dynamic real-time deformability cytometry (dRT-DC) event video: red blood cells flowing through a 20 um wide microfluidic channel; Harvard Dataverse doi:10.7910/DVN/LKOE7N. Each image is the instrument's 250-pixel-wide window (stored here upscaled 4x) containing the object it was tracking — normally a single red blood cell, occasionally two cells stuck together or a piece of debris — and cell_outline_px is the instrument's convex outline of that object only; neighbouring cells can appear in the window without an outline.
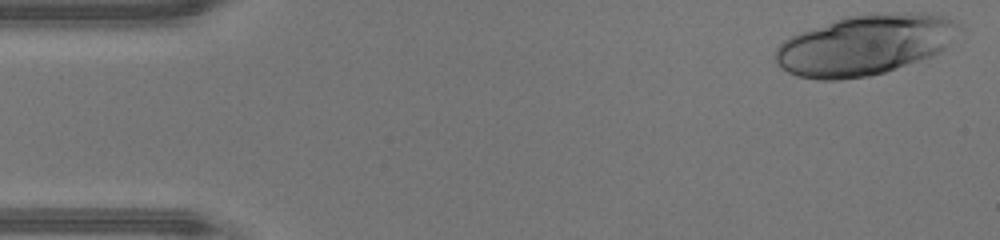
{"species": "human", "species_latin": "Homo sapiens", "temperature_condition": "warm", "stored_images_in_passage": 46, "camera_frame_rate_fps": 3000, "um_per_image_px": 0.085, "donor": {"sex": "male"}, "frame": {"image": 1, "passage_image": 1, "time_ms": 0.0, "image_size_px": [1000, 240], "cell_outline_px": [[964, 28], [940, 52], [932, 56], [884, 72], [868, 76], [840, 80], [820, 80], [796, 76], [788, 72], [776, 64], [776, 48], [784, 40], [800, 32], [844, 16], [880, 12], [932, 12], [944, 16], [952, 20]], "centroid_in_image_um": [73.55, 3.79], "position_along_channel_um": 11.4, "area_um2": 65.03}}
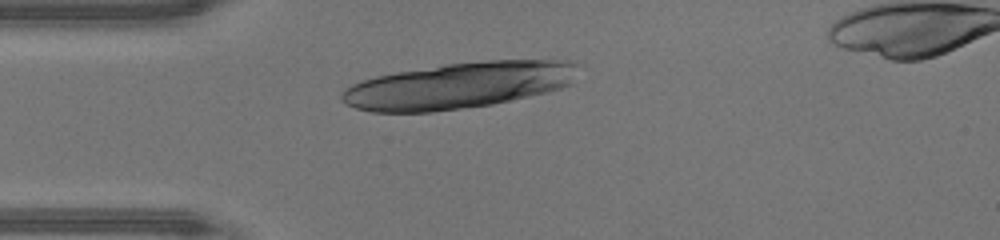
{"frame": {"image": 2, "passage_image": 11, "time_ms": 3.333, "image_size_px": [1000, 240], "cell_outline_px": [[576, 64], [572, 84], [548, 92], [492, 104], [432, 112], [372, 112], [356, 108], [344, 104], [340, 100], [340, 92], [344, 88], [352, 84], [376, 76], [396, 72], [448, 64], [488, 60], [568, 60]], "centroid_in_image_um": [38.94, 7.27], "position_along_channel_um": 46.1, "area_um2": 63.41}}
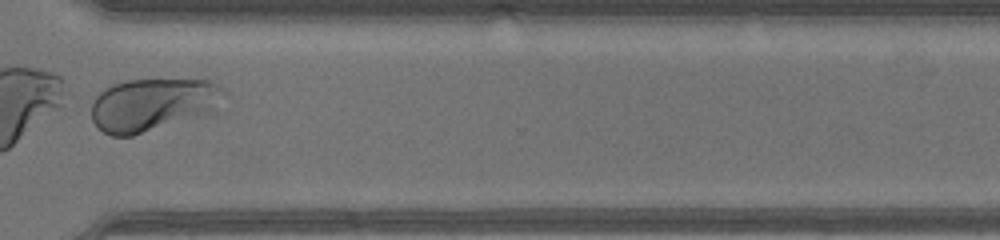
{"frame": {"image": 3, "passage_image": 34, "time_ms": 11.0, "image_size_px": [1000, 240], "cell_outline_px": [[228, 96], [216, 112], [132, 136], [112, 136], [104, 132], [92, 120], [92, 100], [104, 88], [112, 84], [128, 80], [208, 80], [216, 84]], "centroid_in_image_um": [13.04, 8.89], "position_along_channel_um": 357.6, "area_um2": 41.21}}